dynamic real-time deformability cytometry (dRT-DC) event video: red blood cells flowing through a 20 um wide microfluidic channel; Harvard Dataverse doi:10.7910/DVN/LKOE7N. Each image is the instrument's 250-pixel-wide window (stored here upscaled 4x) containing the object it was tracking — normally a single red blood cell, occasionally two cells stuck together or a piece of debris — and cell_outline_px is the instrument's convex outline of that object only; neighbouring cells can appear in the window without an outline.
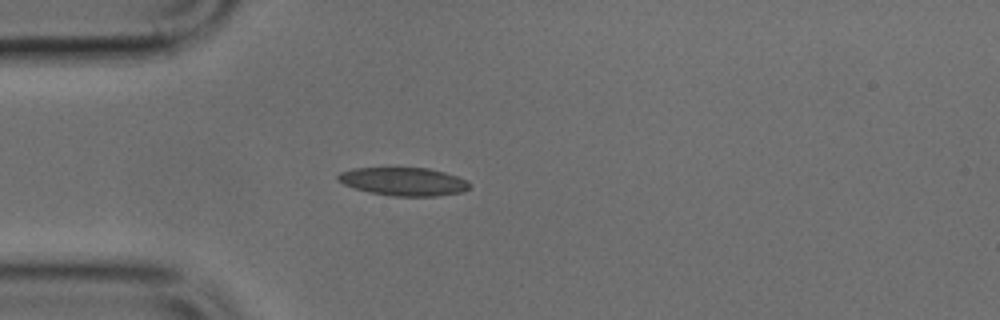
{"species": "common noctule bat (a hibernating species)", "species_latin": "Nyctalus noctula", "temperature_condition": "cold", "stored_images_in_passage": 18, "camera_frame_rate_fps": 3000, "um_per_image_px": 0.085, "animal": {"sex": "male", "body_mass_g": 17.9, "forearm_length_mm": 54.2}, "frame": {"image": 1, "passage_image": 1, "time_ms": 0.0, "image_size_px": [1000, 320], "cell_outline_px": [[468, 188], [464, 192], [436, 196], [392, 196], [368, 192], [344, 184], [336, 180], [336, 176], [340, 172], [352, 168], [428, 168], [444, 172], [468, 180]], "centroid_in_image_um": [34.28, 15.43], "position_along_channel_um": 50.7, "area_um2": 21.62}}
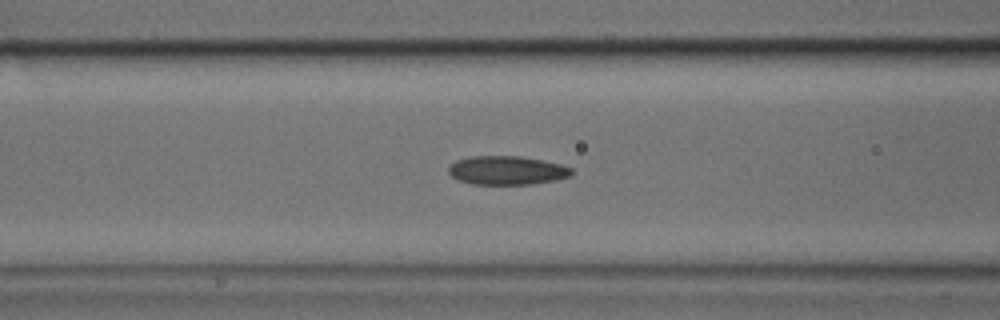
{"frame": {"image": 2, "passage_image": 7, "time_ms": 2.0, "image_size_px": [1000, 320], "cell_outline_px": [[576, 172], [572, 176], [556, 180], [532, 184], [472, 184], [460, 180], [452, 176], [448, 172], [448, 168], [456, 160], [468, 156], [520, 156], [560, 164], [572, 168]], "centroid_in_image_um": [43.12, 14.48], "position_along_channel_um": 123.5, "area_um2": 20.69}}